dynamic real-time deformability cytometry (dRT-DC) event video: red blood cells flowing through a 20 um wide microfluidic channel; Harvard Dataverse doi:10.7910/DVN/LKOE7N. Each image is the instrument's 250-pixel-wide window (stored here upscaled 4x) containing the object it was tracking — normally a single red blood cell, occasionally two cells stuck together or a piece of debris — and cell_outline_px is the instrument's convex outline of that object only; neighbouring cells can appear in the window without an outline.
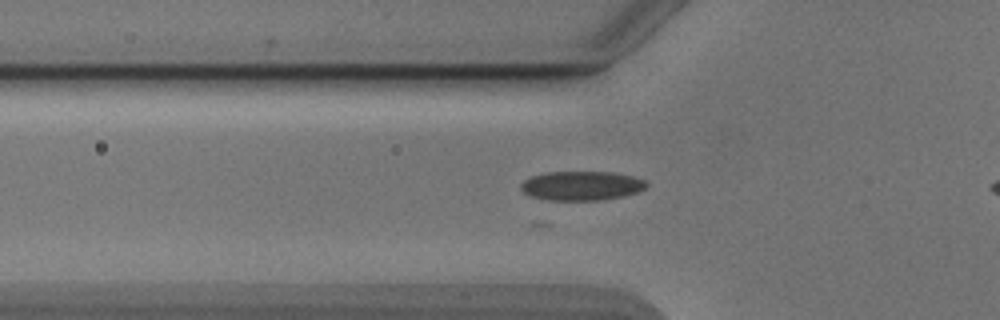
{"species": "Egyptian fruit bat (a non-hibernating species)", "species_latin": "Rousettus aegyptiacus", "temperature_condition": "cold", "stored_images_in_passage": 29, "camera_frame_rate_fps": 3000, "um_per_image_px": 0.085, "animal": {"sex": "male"}, "frame": {"image": 1, "passage_image": 8, "time_ms": 2.333, "image_size_px": [1000, 320], "cell_outline_px": [[648, 184], [644, 188], [636, 192], [624, 196], [600, 200], [548, 200], [532, 196], [524, 192], [520, 188], [520, 184], [524, 180], [532, 176], [544, 172], [612, 172], [632, 176], [644, 180]], "centroid_in_image_um": [49.41, 15.78], "position_along_channel_um": 76.4, "area_um2": 21.27}}
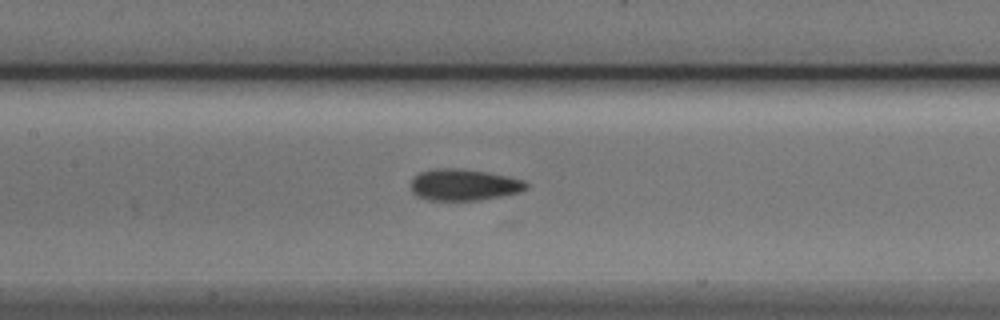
{"frame": {"image": 2, "passage_image": 15, "time_ms": 4.667, "image_size_px": [1000, 320], "cell_outline_px": [[528, 188], [520, 192], [480, 200], [428, 200], [416, 196], [412, 192], [412, 180], [420, 172], [436, 168], [456, 168], [484, 172], [508, 176], [524, 180], [528, 184]], "centroid_in_image_um": [39.44, 15.71], "position_along_channel_um": 168.0, "area_um2": 21.04}}
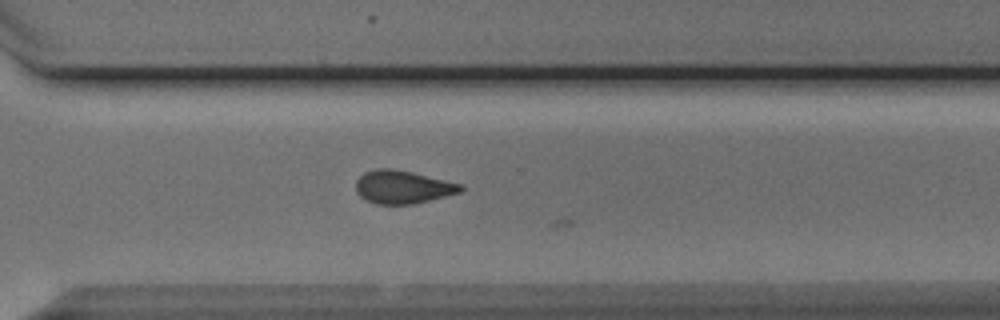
{"frame": {"image": 3, "passage_image": 28, "time_ms": 9.0, "image_size_px": [1000, 320], "cell_outline_px": [[464, 188], [460, 192], [412, 204], [376, 204], [360, 196], [356, 192], [356, 180], [364, 172], [376, 168], [392, 168], [412, 172], [464, 184]], "centroid_in_image_um": [34.22, 15.88], "position_along_channel_um": 336.4, "area_um2": 20.17}}